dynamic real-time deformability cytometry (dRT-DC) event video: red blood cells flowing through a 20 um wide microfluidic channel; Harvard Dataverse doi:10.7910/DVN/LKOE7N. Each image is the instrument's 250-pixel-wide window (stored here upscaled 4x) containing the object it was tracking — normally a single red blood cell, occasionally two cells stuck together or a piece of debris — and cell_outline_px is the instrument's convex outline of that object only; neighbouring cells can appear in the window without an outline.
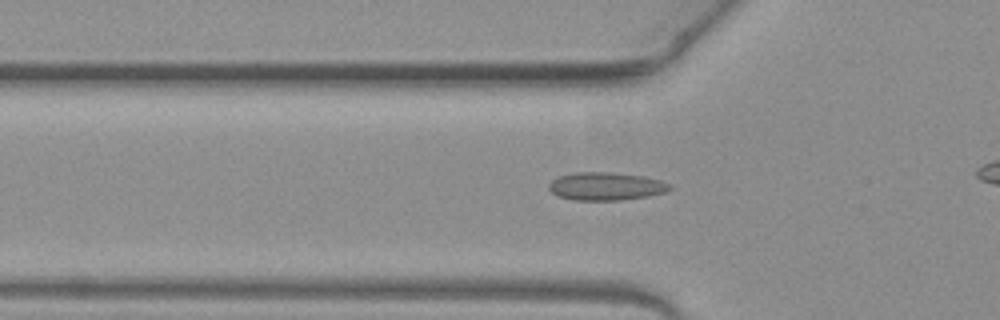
{"species": "common noctule bat (a hibernating species)", "species_latin": "Nyctalus noctula", "temperature_condition": "warm", "stored_images_in_passage": 33, "camera_frame_rate_fps": 3000, "um_per_image_px": 0.085, "animal": {"sex": "female", "body_mass_g": 19.3, "forearm_length_mm": 54.1}, "frame": {"image": 1, "passage_image": 8, "time_ms": 2.333, "image_size_px": [1000, 320], "cell_outline_px": [[672, 188], [664, 192], [648, 196], [620, 200], [572, 200], [560, 196], [552, 192], [548, 188], [548, 184], [556, 176], [576, 172], [612, 172], [644, 176], [660, 180], [672, 184]], "centroid_in_image_um": [51.5, 15.82], "position_along_channel_um": 74.3, "area_um2": 19.83}}
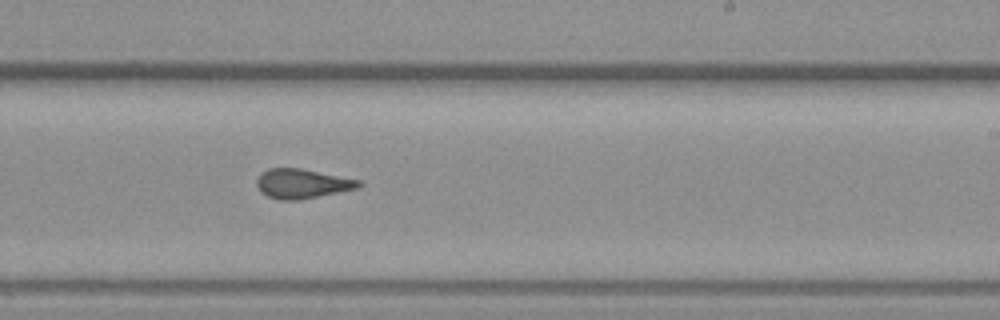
{"frame": {"image": 2, "passage_image": 22, "time_ms": 7.0, "image_size_px": [1000, 320], "cell_outline_px": [[364, 184], [356, 188], [300, 200], [280, 200], [268, 196], [260, 192], [256, 184], [256, 180], [260, 172], [268, 168], [300, 168], [360, 180]], "centroid_in_image_um": [25.63, 15.6], "position_along_channel_um": 263.4, "area_um2": 17.51}}
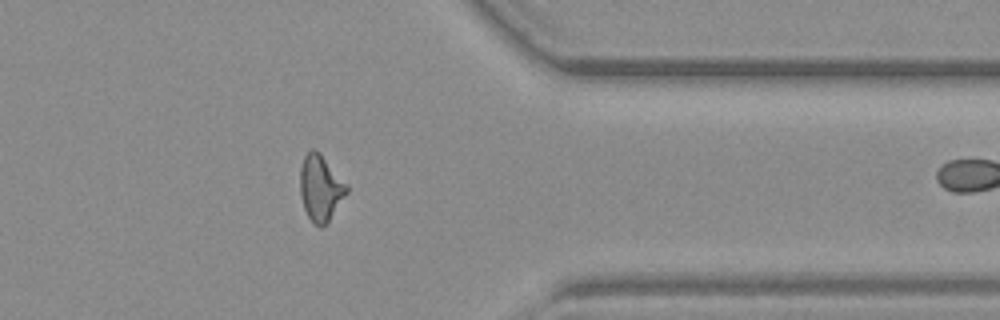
{"frame": {"image": 3, "passage_image": 32, "time_ms": 10.333, "image_size_px": [1000, 320], "cell_outline_px": [[348, 192], [328, 220], [320, 228], [312, 224], [304, 208], [300, 196], [300, 168], [304, 156], [312, 148], [320, 152], [348, 184]], "centroid_in_image_um": [27.24, 15.96], "position_along_channel_um": 384.2, "area_um2": 17.98}}